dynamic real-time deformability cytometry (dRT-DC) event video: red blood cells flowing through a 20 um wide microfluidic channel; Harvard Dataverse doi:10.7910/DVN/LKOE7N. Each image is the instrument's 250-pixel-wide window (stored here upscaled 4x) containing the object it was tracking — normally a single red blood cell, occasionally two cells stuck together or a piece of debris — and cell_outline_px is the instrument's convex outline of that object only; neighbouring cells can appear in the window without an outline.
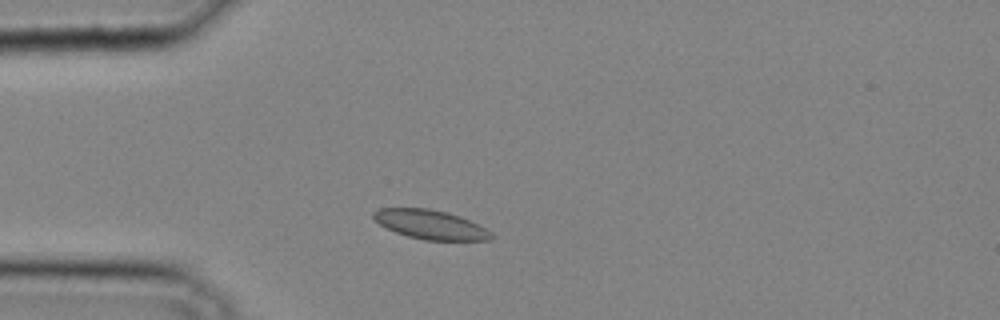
{"species": "common noctule bat (a hibernating species)", "species_latin": "Nyctalus noctula", "temperature_condition": "cold", "stored_images_in_passage": 29, "camera_frame_rate_fps": 3000, "um_per_image_px": 0.085, "animal": {"sex": "male", "body_mass_g": 20.4}, "frame": {"image": 1, "passage_image": 4, "time_ms": 1.0, "image_size_px": [1000, 320], "cell_outline_px": [[496, 236], [492, 240], [424, 240], [408, 236], [396, 232], [380, 224], [372, 216], [372, 212], [380, 208], [428, 208], [448, 212], [460, 216], [492, 232]], "centroid_in_image_um": [36.61, 19.09], "position_along_channel_um": 48.4, "area_um2": 19.94}}
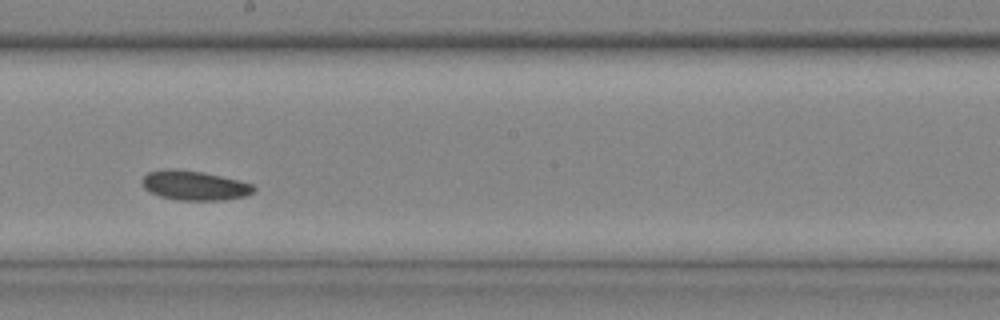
{"frame": {"image": 2, "passage_image": 15, "time_ms": 4.667, "image_size_px": [1000, 320], "cell_outline_px": [[256, 188], [248, 196], [224, 200], [176, 200], [160, 196], [144, 188], [140, 180], [148, 172], [164, 168], [176, 168], [204, 172], [240, 180], [252, 184]], "centroid_in_image_um": [16.53, 15.75], "position_along_channel_um": 231.7, "area_um2": 19.48}}
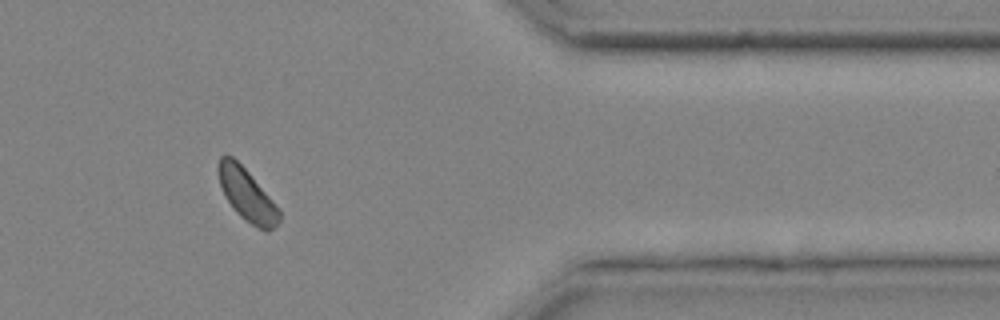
{"frame": {"image": 3, "passage_image": 25, "time_ms": 8.0, "image_size_px": [1000, 320], "cell_outline_px": [[280, 220], [268, 232], [264, 232], [244, 220], [236, 212], [228, 200], [220, 184], [216, 168], [220, 156], [224, 152], [232, 156], [248, 172], [272, 200], [280, 212]], "centroid_in_image_um": [20.95, 16.54], "position_along_channel_um": 390.4, "area_um2": 18.38}}